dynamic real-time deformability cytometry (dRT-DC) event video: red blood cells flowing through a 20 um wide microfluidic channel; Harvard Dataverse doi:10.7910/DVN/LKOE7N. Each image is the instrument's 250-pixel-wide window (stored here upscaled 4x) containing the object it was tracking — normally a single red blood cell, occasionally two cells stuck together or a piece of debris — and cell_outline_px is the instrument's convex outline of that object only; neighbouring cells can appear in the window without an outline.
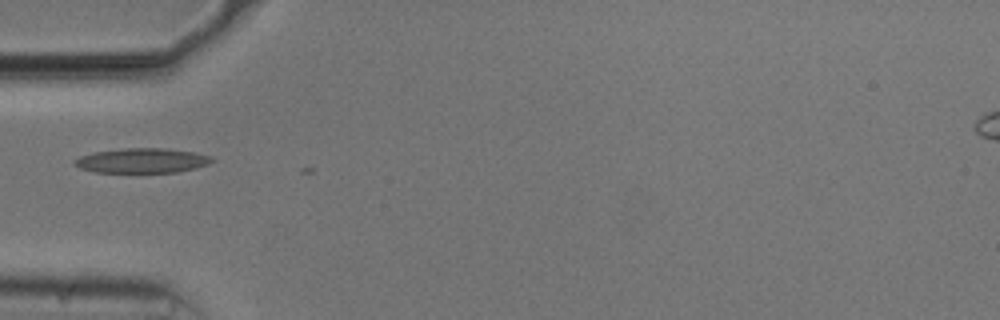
{"species": "common noctule bat (a hibernating species)", "species_latin": "Nyctalus noctula", "temperature_condition": "cold", "stored_images_in_passage": 2, "camera_frame_rate_fps": 3000, "um_per_image_px": 0.085, "animal": {"sex": "male", "body_mass_g": 20.5, "forearm_length_mm": 52.5}, "frame": {"image": 1, "passage_image": 1, "time_ms": 0.0, "image_size_px": [1000, 320], "cell_outline_px": [[216, 160], [208, 164], [196, 168], [176, 172], [96, 172], [80, 168], [72, 164], [72, 160], [80, 156], [92, 152], [124, 148], [164, 148], [192, 152], [212, 156]], "centroid_in_image_um": [12.05, 13.64], "position_along_channel_um": 72.9, "area_um2": 19.88}}